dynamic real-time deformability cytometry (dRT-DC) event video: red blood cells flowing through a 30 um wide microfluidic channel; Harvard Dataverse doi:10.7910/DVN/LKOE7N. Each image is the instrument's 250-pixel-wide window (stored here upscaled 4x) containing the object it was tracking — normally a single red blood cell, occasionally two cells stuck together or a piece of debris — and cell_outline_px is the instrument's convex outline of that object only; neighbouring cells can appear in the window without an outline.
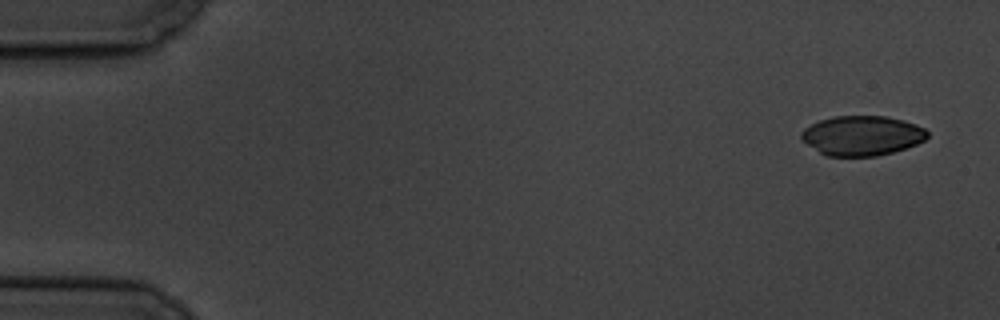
{"species": "common noctule bat (a hibernating species)", "species_latin": "Nyctalus noctula", "temperature_condition": "cold", "stored_images_in_passage": 6, "camera_frame_rate_fps": 3000, "um_per_image_px": 0.085, "animal": {"sex": "male", "body_mass_g": 19.5, "forearm_length_mm": 54.6}, "frame": {"image": 1, "passage_image": 1, "time_ms": 0.0, "image_size_px": [1000, 320], "cell_outline_px": [[928, 136], [924, 140], [916, 144], [892, 152], [876, 156], [824, 156], [808, 144], [800, 136], [800, 132], [804, 128], [820, 120], [832, 116], [888, 116], [904, 120], [916, 124], [924, 128], [928, 132]], "centroid_in_image_um": [73.27, 11.52], "position_along_channel_um": 11.7, "area_um2": 29.19}}